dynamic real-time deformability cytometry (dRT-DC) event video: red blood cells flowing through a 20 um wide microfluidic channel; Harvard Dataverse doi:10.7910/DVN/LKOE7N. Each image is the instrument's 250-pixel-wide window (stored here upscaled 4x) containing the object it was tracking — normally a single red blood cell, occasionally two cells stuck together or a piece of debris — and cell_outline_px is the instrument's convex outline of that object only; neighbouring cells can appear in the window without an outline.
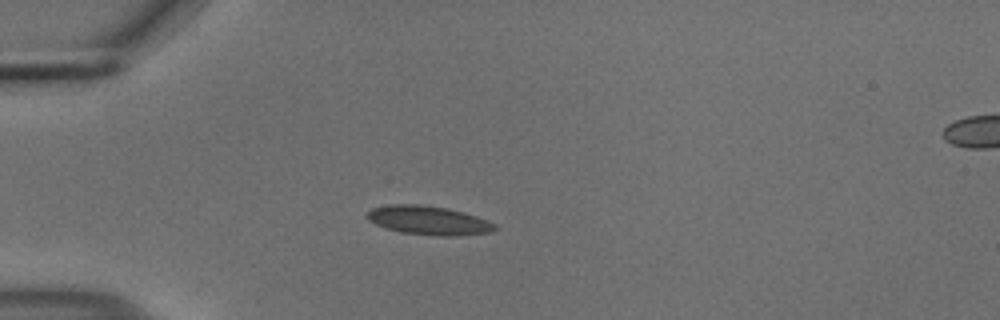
{"species": "common noctule bat (a hibernating species)", "species_latin": "Nyctalus noctula", "temperature_condition": "cold", "stored_images_in_passage": 41, "camera_frame_rate_fps": 3000, "um_per_image_px": 0.085, "animal": {"sex": "male", "body_mass_g": 18.8}, "frame": {"image": 1, "passage_image": 1, "time_ms": 0.0, "image_size_px": [1000, 320], "cell_outline_px": [[500, 228], [488, 232], [448, 236], [444, 236], [400, 232], [376, 224], [368, 220], [364, 216], [372, 208], [388, 204], [416, 204], [448, 208], [464, 212], [476, 216], [496, 224]], "centroid_in_image_um": [36.41, 18.71], "position_along_channel_um": 48.6, "area_um2": 21.33}}
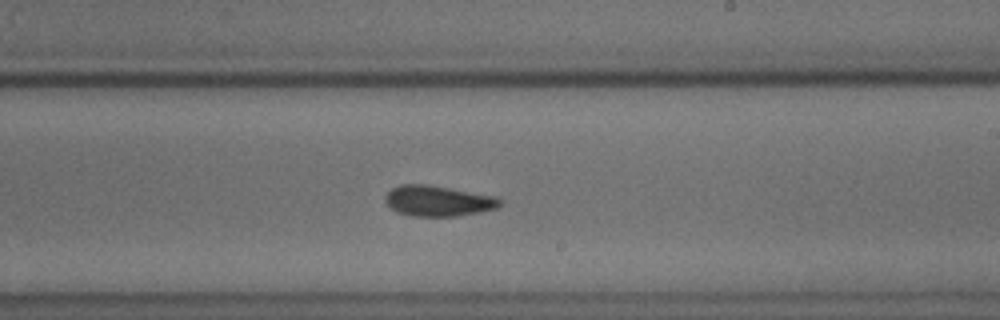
{"frame": {"image": 2, "passage_image": 19, "time_ms": 6.0, "image_size_px": [1000, 320], "cell_outline_px": [[504, 200], [496, 208], [480, 212], [456, 216], [412, 216], [396, 212], [384, 200], [384, 196], [392, 188], [400, 184], [428, 184], [496, 196]], "centroid_in_image_um": [37.23, 17.07], "position_along_channel_um": 251.8, "area_um2": 20.58}}
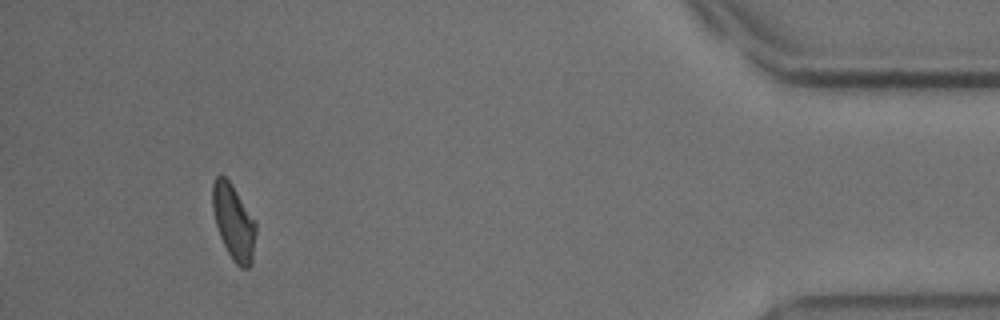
{"frame": {"image": 3, "passage_image": 37, "time_ms": 12.0, "image_size_px": [1000, 320], "cell_outline_px": [[256, 232], [252, 264], [248, 268], [240, 268], [232, 260], [220, 236], [216, 224], [212, 208], [212, 184], [216, 176], [224, 176], [232, 184], [256, 220]], "centroid_in_image_um": [19.88, 18.88], "position_along_channel_um": 415.3, "area_um2": 19.19}, "authors_computed_cell_mechanics": {"area_um2": 20.1722, "velocity_mm_per_s": 3.6891, "shape_relaxation_time_tau1_ms": 6.1844, "shape_relaxation_time_tau2_ms": 2.7694, "deformation_change_tau1": 0.107, "deformation_change_tau2": 0.0725}}